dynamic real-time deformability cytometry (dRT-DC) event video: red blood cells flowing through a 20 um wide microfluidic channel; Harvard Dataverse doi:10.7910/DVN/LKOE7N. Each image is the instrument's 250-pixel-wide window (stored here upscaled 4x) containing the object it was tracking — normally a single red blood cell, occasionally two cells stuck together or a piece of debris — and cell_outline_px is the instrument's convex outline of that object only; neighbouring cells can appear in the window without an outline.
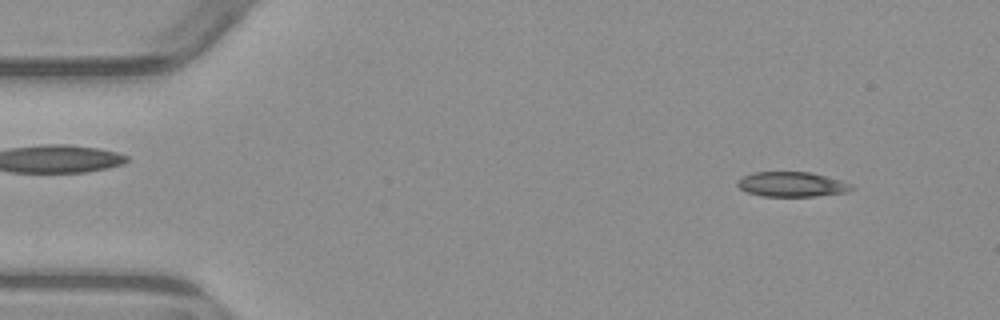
{"species": "common noctule bat (a hibernating species)", "species_latin": "Nyctalus noctula", "temperature_condition": "warm", "stored_images_in_passage": 4, "camera_frame_rate_fps": 3000, "um_per_image_px": 0.085, "animal": {"sex": "male", "body_mass_g": 23.1, "forearm_length_mm": 52.7}, "frame": {"image": 1, "passage_image": 1, "time_ms": 0.0, "image_size_px": [1000, 320], "cell_outline_px": [[856, 188], [844, 192], [816, 196], [760, 196], [748, 192], [740, 188], [736, 184], [736, 180], [752, 172], [808, 172], [840, 180], [852, 184]], "centroid_in_image_um": [67.28, 15.67], "position_along_channel_um": 17.7, "area_um2": 16.42}}
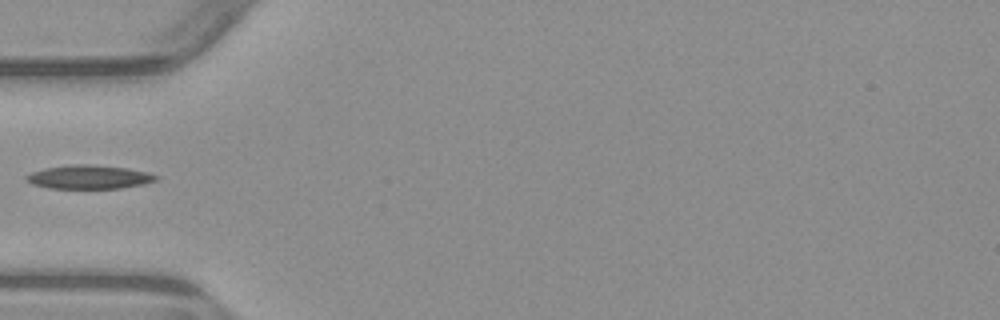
{"frame": {"image": 2, "passage_image": 4, "time_ms": 4.0, "image_size_px": [1000, 320], "cell_outline_px": [[160, 176], [156, 180], [144, 184], [120, 188], [48, 188], [32, 184], [24, 180], [24, 176], [32, 172], [44, 168], [72, 164], [92, 164], [128, 168], [148, 172]], "centroid_in_image_um": [7.56, 15.04], "position_along_channel_um": 77.4, "area_um2": 18.09}}